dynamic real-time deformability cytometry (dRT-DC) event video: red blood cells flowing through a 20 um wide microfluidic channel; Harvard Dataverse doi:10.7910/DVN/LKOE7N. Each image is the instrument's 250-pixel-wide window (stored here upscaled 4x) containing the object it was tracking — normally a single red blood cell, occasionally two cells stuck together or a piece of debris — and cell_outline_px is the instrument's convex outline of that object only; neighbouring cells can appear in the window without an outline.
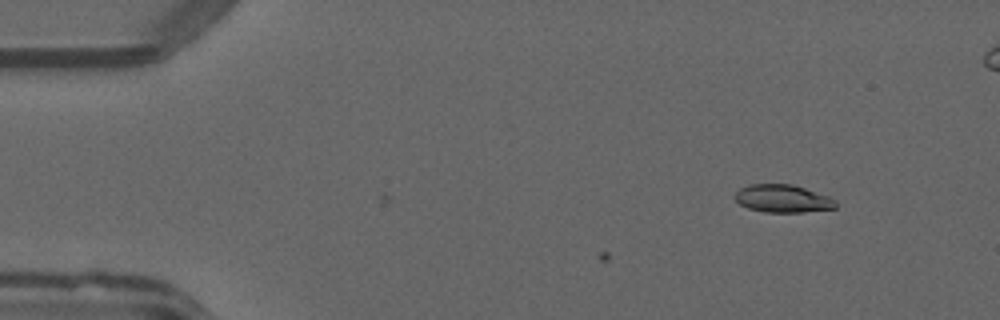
{"species": "common noctule bat (a hibernating species)", "species_latin": "Nyctalus noctula", "temperature_condition": "warm", "stored_images_in_passage": 8, "camera_frame_rate_fps": 3000, "um_per_image_px": 0.085, "animal": {"sex": "male", "forearm_length_mm": 52.5}, "frame": {"image": 1, "passage_image": 8, "time_ms": 2.333, "image_size_px": [1000, 320], "cell_outline_px": [[836, 208], [804, 212], [764, 212], [748, 208], [740, 204], [732, 196], [740, 188], [748, 184], [792, 184], [828, 196], [836, 200]], "centroid_in_image_um": [66.5, 16.88], "position_along_channel_um": 18.5, "area_um2": 16.36}}